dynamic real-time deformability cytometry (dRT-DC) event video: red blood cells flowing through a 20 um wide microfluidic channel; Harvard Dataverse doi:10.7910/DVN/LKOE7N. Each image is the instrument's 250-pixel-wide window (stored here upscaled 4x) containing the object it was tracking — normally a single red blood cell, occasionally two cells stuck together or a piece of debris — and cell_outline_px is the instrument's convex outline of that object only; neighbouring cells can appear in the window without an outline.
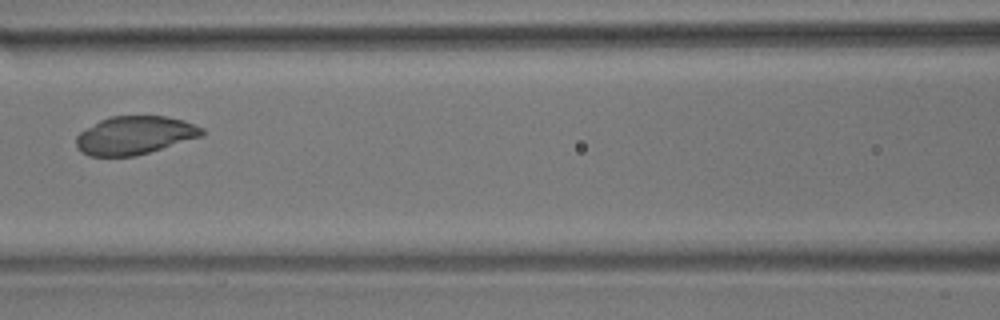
{"species": "common noctule bat (a hibernating species)", "species_latin": "Nyctalus noctula", "temperature_condition": "room temperature", "stored_images_in_passage": 5, "camera_frame_rate_fps": 3000, "um_per_image_px": 0.085, "animal": {"sex": "male", "body_mass_g": 17.9}, "frame": {"image": 1, "passage_image": 5, "time_ms": 5.333, "image_size_px": [1000, 320], "cell_outline_px": [[204, 136], [136, 156], [88, 156], [80, 152], [76, 148], [76, 136], [80, 132], [100, 120], [112, 116], [164, 116], [184, 120], [204, 128]], "centroid_in_image_um": [11.46, 11.51], "position_along_channel_um": 155.1, "area_um2": 28.21}}